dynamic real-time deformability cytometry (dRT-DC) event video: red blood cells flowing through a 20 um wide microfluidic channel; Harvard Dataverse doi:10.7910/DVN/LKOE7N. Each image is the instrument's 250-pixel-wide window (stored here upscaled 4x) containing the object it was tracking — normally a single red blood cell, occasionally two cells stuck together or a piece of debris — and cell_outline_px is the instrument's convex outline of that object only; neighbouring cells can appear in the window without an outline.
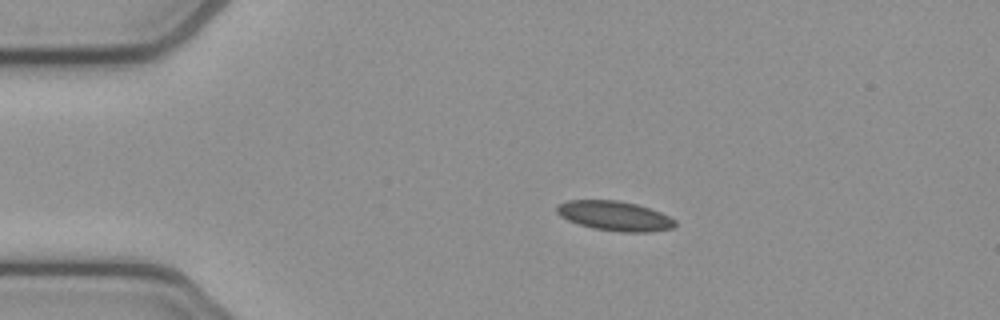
{"species": "common noctule bat (a hibernating species)", "species_latin": "Nyctalus noctula", "temperature_condition": "cold", "stored_images_in_passage": 43, "camera_frame_rate_fps": 3000, "um_per_image_px": 0.085, "animal": {"sex": "female", "body_mass_g": 21.9}, "frame": {"image": 1, "passage_image": 1, "time_ms": 0.0, "image_size_px": [1000, 320], "cell_outline_px": [[676, 224], [672, 228], [648, 232], [620, 232], [592, 228], [568, 220], [560, 216], [556, 212], [556, 208], [560, 204], [568, 200], [616, 200], [636, 204], [660, 212], [676, 220]], "centroid_in_image_um": [52.24, 18.35], "position_along_channel_um": 32.8, "area_um2": 20.29}}
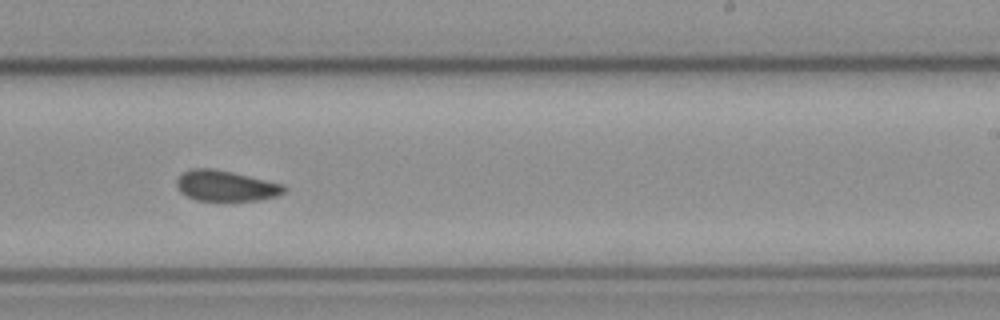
{"frame": {"image": 2, "passage_image": 23, "time_ms": 7.333, "image_size_px": [1000, 320], "cell_outline_px": [[288, 188], [284, 192], [276, 196], [260, 200], [196, 200], [180, 192], [176, 184], [176, 180], [184, 172], [192, 168], [212, 168], [232, 172], [284, 184]], "centroid_in_image_um": [19.21, 15.79], "position_along_channel_um": 269.8, "area_um2": 19.07}}
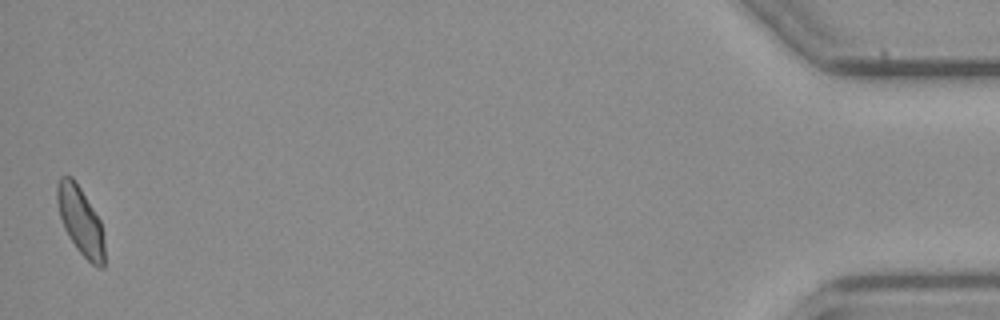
{"frame": {"image": 3, "passage_image": 43, "time_ms": 14.0, "image_size_px": [1000, 320], "cell_outline_px": [[104, 268], [100, 268], [92, 264], [76, 248], [68, 236], [64, 228], [60, 216], [56, 200], [56, 184], [60, 176], [72, 176], [80, 188], [100, 220], [104, 240]], "centroid_in_image_um": [6.83, 18.76], "position_along_channel_um": 428.4, "area_um2": 18.73}, "authors_computed_cell_mechanics": {"area_um2": 19.652, "velocity_mm_per_s": 3.8358, "shape_relaxation_time_tau1_ms": null, "shape_relaxation_time_tau2_ms": 2.9828, "deformation_change_tau1": null, "deformation_change_tau2": 0.0734}}